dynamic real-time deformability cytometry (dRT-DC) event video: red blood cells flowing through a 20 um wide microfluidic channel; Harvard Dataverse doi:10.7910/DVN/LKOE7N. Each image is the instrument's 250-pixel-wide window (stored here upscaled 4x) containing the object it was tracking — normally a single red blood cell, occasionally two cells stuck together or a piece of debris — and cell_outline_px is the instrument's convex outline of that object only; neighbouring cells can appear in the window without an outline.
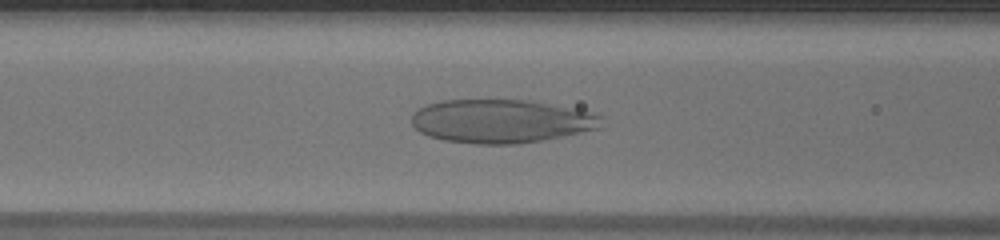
{"species": "human", "species_latin": "Homo sapiens", "temperature_condition": "warm", "stored_images_in_passage": 30, "camera_frame_rate_fps": 3000, "um_per_image_px": 0.085, "donor": {"sex": "male"}, "frame": {"image": 1, "passage_image": 5, "time_ms": 1.333, "image_size_px": [1000, 240], "cell_outline_px": [[604, 116], [596, 128], [560, 136], [540, 140], [516, 144], [476, 144], [444, 140], [428, 136], [420, 132], [412, 124], [412, 112], [428, 104], [440, 100], [528, 100], [576, 108], [596, 112]], "centroid_in_image_um": [42.57, 10.28], "position_along_channel_um": 124.0, "area_um2": 48.03}}
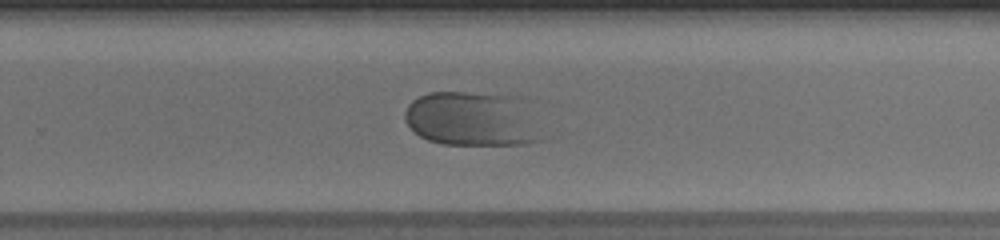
{"frame": {"image": 2, "passage_image": 17, "time_ms": 5.333, "image_size_px": [1000, 240], "cell_outline_px": [[544, 140], [524, 144], [444, 144], [428, 140], [420, 136], [404, 120], [404, 112], [408, 104], [412, 100], [428, 92], [464, 92], [528, 96], [532, 100], [544, 136]], "centroid_in_image_um": [40.32, 10.07], "position_along_channel_um": 289.5, "area_um2": 45.32}}
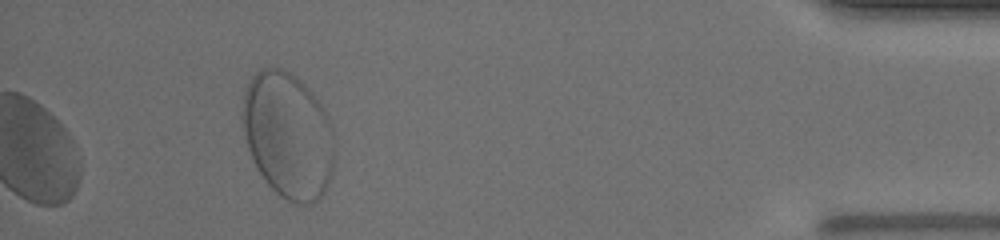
{"frame": {"image": 3, "passage_image": 30, "time_ms": 9.667, "image_size_px": [1000, 240], "cell_outline_px": [[332, 168], [328, 184], [324, 192], [312, 204], [296, 204], [280, 196], [264, 180], [256, 168], [252, 160], [244, 136], [240, 116], [244, 92], [252, 76], [260, 68], [280, 68], [296, 76], [316, 96], [324, 108], [328, 116], [332, 156]], "centroid_in_image_um": [24.42, 11.49], "position_along_channel_um": 410.8, "area_um2": 67.45}}